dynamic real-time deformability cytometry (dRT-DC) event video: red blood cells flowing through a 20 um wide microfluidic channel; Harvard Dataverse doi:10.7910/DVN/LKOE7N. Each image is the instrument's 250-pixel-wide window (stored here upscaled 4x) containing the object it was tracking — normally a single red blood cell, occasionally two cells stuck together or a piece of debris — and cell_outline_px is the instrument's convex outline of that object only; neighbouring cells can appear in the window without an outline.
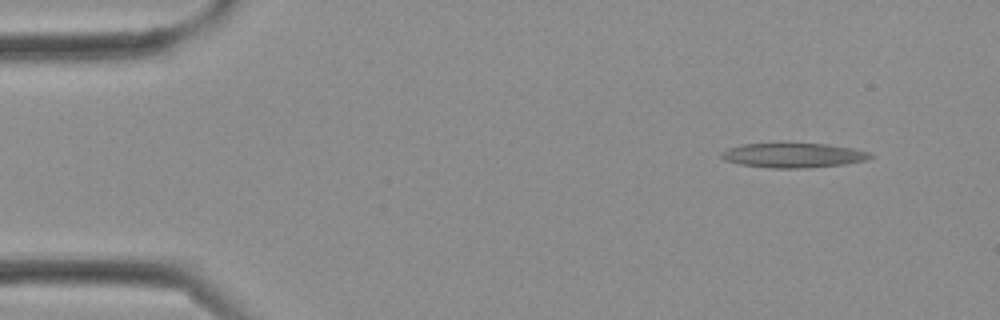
{"species": "Egyptian fruit bat (a non-hibernating species)", "species_latin": "Rousettus aegyptiacus", "temperature_condition": "cold", "stored_images_in_passage": 2, "camera_frame_rate_fps": 3000, "um_per_image_px": 0.085, "frame": {"image": 1, "passage_image": 1, "time_ms": 0.0, "image_size_px": [1000, 320], "cell_outline_px": [[876, 156], [868, 160], [844, 164], [804, 168], [768, 168], [740, 164], [724, 160], [720, 156], [720, 152], [728, 148], [744, 144], [828, 144], [852, 148], [872, 152]], "centroid_in_image_um": [67.48, 13.21], "position_along_channel_um": 17.5, "area_um2": 21.39}}